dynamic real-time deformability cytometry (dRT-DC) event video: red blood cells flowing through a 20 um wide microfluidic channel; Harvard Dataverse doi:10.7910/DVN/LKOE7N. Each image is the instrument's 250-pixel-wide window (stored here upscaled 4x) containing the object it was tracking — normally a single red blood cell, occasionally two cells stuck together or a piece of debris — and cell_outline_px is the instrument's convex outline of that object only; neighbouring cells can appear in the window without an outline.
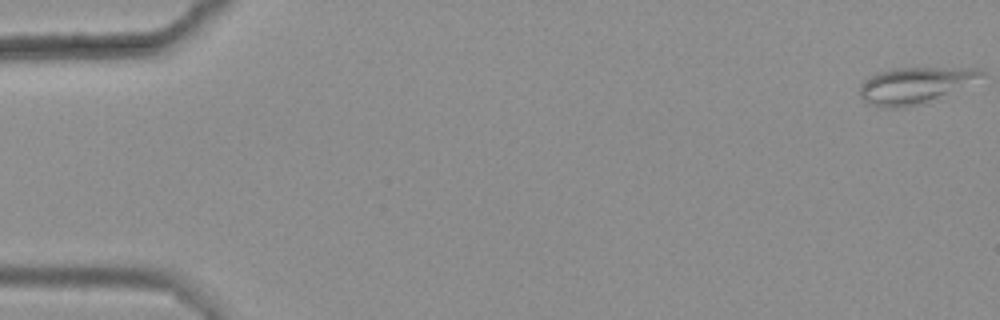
{"species": "common noctule bat (a hibernating species)", "species_latin": "Nyctalus noctula", "temperature_condition": "warm", "stored_images_in_passage": 4, "camera_frame_rate_fps": 3000, "um_per_image_px": 0.085, "animal": {"sex": "female", "body_mass_g": 25.1}, "frame": {"image": 1, "passage_image": 1, "time_ms": 0.0, "image_size_px": [1000, 320], "cell_outline_px": [[984, 76], [940, 100], [924, 104], [900, 108], [888, 108], [868, 104], [860, 96], [860, 84], [868, 76], [876, 72], [892, 68], [980, 68], [984, 72]], "centroid_in_image_um": [77.78, 7.27], "position_along_channel_um": 7.2, "area_um2": 26.36}}